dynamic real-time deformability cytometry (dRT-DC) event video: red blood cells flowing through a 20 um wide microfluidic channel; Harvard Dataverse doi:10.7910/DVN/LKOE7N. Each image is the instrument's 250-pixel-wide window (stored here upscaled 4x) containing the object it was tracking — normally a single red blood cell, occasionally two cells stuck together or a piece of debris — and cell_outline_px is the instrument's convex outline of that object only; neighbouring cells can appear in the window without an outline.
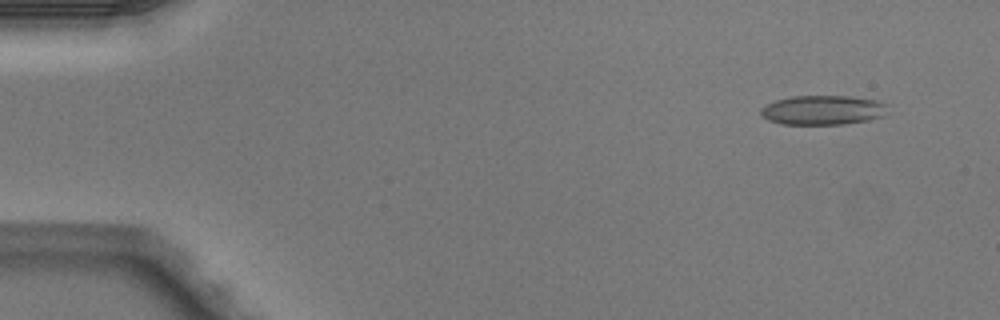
{"species": "Egyptian fruit bat (a non-hibernating species)", "species_latin": "Rousettus aegyptiacus", "temperature_condition": "warm", "stored_images_in_passage": 4, "camera_frame_rate_fps": 3000, "um_per_image_px": 0.085, "animal": {"sex": "male"}, "frame": {"image": 1, "passage_image": 1, "time_ms": 0.0, "image_size_px": [1000, 320], "cell_outline_px": [[888, 104], [884, 116], [868, 120], [844, 124], [780, 124], [768, 120], [760, 116], [760, 108], [764, 104], [776, 100], [792, 96], [848, 96], [876, 100]], "centroid_in_image_um": [69.9, 9.36], "position_along_channel_um": 15.1, "area_um2": 21.96}}
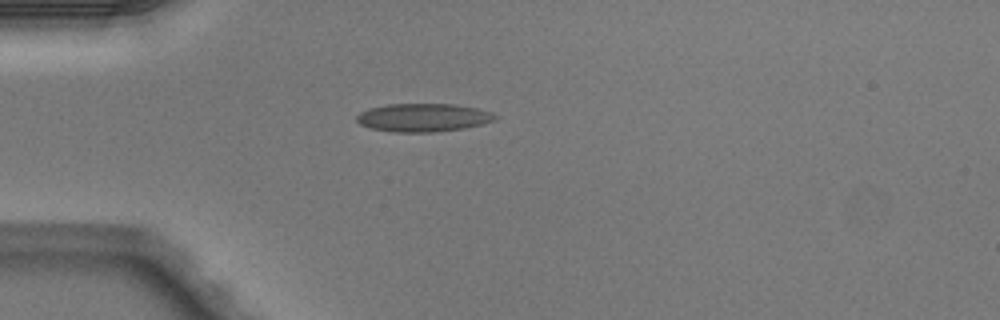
{"frame": {"image": 2, "passage_image": 3, "time_ms": 0.667, "image_size_px": [1000, 320], "cell_outline_px": [[500, 116], [496, 120], [464, 128], [436, 132], [392, 132], [372, 128], [360, 124], [356, 120], [356, 116], [360, 112], [368, 108], [388, 104], [456, 104], [476, 108], [492, 112]], "centroid_in_image_um": [35.99, 9.99], "position_along_channel_um": 49.0, "area_um2": 22.89}}